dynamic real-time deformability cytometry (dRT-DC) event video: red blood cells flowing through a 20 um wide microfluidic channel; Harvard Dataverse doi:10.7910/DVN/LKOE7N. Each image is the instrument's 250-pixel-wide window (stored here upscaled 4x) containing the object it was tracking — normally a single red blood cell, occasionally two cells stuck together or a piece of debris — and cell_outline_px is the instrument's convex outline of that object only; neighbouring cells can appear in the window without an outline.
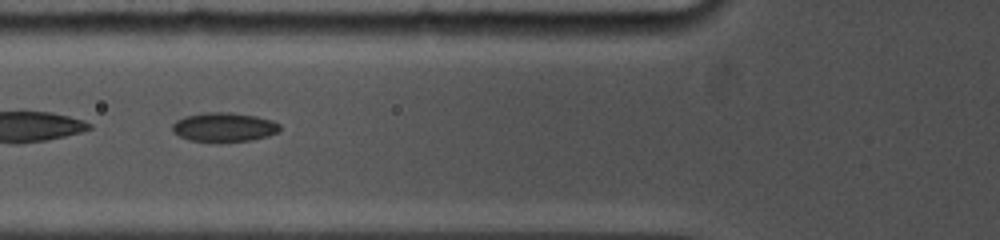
{"species": "common noctule bat (a hibernating species)", "species_latin": "Nyctalus noctula", "temperature_condition": "cold", "stored_images_in_passage": 24, "camera_frame_rate_fps": 5000, "um_per_image_px": 0.085, "animal": {"sex": "female", "body_mass_g": 19.0, "forearm_length_mm": 53.3}, "frame": {"image": 1, "passage_image": 4, "time_ms": 1.2, "image_size_px": [1000, 240], "cell_outline_px": [[280, 132], [268, 136], [252, 140], [188, 140], [172, 132], [172, 124], [176, 120], [184, 116], [204, 112], [232, 112], [256, 116], [272, 120], [280, 124]], "centroid_in_image_um": [19.05, 10.77], "position_along_channel_um": 106.7, "area_um2": 18.09}}
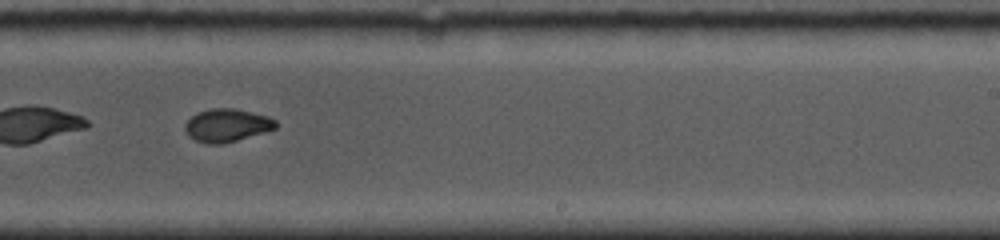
{"frame": {"image": 2, "passage_image": 14, "time_ms": 5.4, "image_size_px": [1000, 240], "cell_outline_px": [[276, 128], [264, 132], [224, 144], [208, 144], [196, 140], [188, 136], [184, 128], [184, 124], [196, 112], [212, 108], [236, 108], [268, 116], [276, 120]], "centroid_in_image_um": [19.27, 10.64], "position_along_channel_um": 269.7, "area_um2": 17.51}}
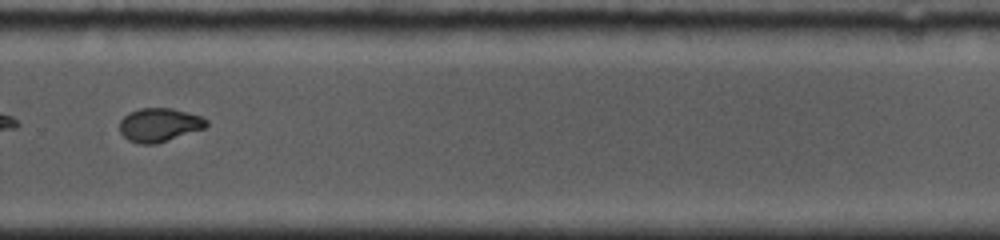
{"frame": {"image": 3, "passage_image": 17, "time_ms": 6.6, "image_size_px": [1000, 240], "cell_outline_px": [[208, 124], [204, 128], [156, 144], [140, 144], [128, 140], [120, 132], [120, 120], [128, 112], [140, 108], [172, 108], [200, 116], [208, 120]], "centroid_in_image_um": [13.52, 10.61], "position_along_channel_um": 316.3, "area_um2": 16.94}, "authors_computed_cell_mechanics": {"area_um2": 17.8602, "velocity_mm_per_s": 3.886, "shape_relaxation_time_tau1_ms": 5.9295, "shape_relaxation_time_tau2_ms": 1.5252, "deformation_change_tau1": 0.1741, "deformation_change_tau2": 0.043}}